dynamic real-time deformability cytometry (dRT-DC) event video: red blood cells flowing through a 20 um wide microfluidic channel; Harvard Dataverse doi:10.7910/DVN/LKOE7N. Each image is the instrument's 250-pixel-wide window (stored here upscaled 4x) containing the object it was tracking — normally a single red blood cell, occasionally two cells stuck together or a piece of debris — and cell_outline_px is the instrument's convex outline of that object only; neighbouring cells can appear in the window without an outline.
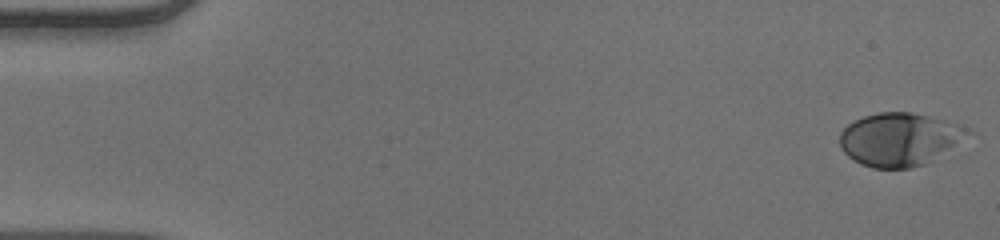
{"species": "human", "species_latin": "Homo sapiens", "temperature_condition": "warm", "stored_images_in_passage": 52, "camera_frame_rate_fps": 3000, "um_per_image_px": 0.085, "donor": {"sex": "male"}, "frame": {"image": 1, "passage_image": 1, "time_ms": 0.0, "image_size_px": [1000, 240], "cell_outline_px": [[972, 132], [924, 164], [908, 168], [872, 168], [860, 164], [852, 160], [840, 148], [840, 132], [852, 120], [864, 116], [880, 112], [912, 112], [960, 124], [968, 128]], "centroid_in_image_um": [76.38, 11.83], "position_along_channel_um": 8.6, "area_um2": 39.13}}
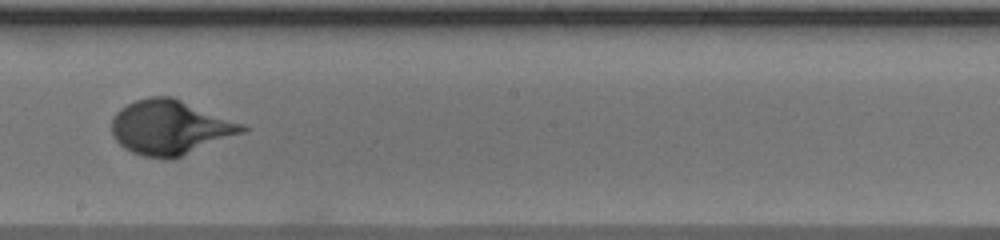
{"frame": {"image": 2, "passage_image": 30, "time_ms": 9.667, "image_size_px": [1000, 240], "cell_outline_px": [[248, 128], [244, 132], [172, 160], [164, 160], [144, 156], [132, 152], [124, 148], [116, 140], [112, 132], [112, 116], [120, 108], [136, 100], [148, 96], [172, 96], [244, 124]], "centroid_in_image_um": [14.44, 10.83], "position_along_channel_um": 233.8, "area_um2": 41.56}}
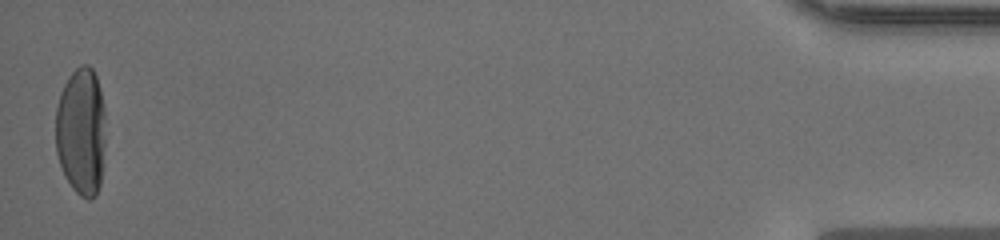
{"frame": {"image": 3, "passage_image": 52, "time_ms": 17.0, "image_size_px": [1000, 240], "cell_outline_px": [[104, 144], [100, 184], [96, 196], [88, 200], [80, 196], [72, 188], [64, 176], [56, 152], [56, 108], [60, 92], [68, 76], [80, 64], [88, 64], [92, 68], [96, 76], [100, 88], [104, 104]], "centroid_in_image_um": [6.89, 11.16], "position_along_channel_um": 428.3, "area_um2": 37.57}}